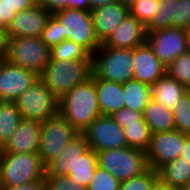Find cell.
Returning <instances> with one entry per match:
<instances>
[{"label":"cell","mask_w":190,"mask_h":190,"mask_svg":"<svg viewBox=\"0 0 190 190\" xmlns=\"http://www.w3.org/2000/svg\"><path fill=\"white\" fill-rule=\"evenodd\" d=\"M154 190H177V189L167 188V187H164V186L158 184Z\"/></svg>","instance_id":"obj_49"},{"label":"cell","mask_w":190,"mask_h":190,"mask_svg":"<svg viewBox=\"0 0 190 190\" xmlns=\"http://www.w3.org/2000/svg\"><path fill=\"white\" fill-rule=\"evenodd\" d=\"M39 76L3 59L0 63V101L15 102Z\"/></svg>","instance_id":"obj_13"},{"label":"cell","mask_w":190,"mask_h":190,"mask_svg":"<svg viewBox=\"0 0 190 190\" xmlns=\"http://www.w3.org/2000/svg\"><path fill=\"white\" fill-rule=\"evenodd\" d=\"M0 26L5 27V9L0 3Z\"/></svg>","instance_id":"obj_46"},{"label":"cell","mask_w":190,"mask_h":190,"mask_svg":"<svg viewBox=\"0 0 190 190\" xmlns=\"http://www.w3.org/2000/svg\"><path fill=\"white\" fill-rule=\"evenodd\" d=\"M158 184V172L148 168L141 175L122 181L119 190H154Z\"/></svg>","instance_id":"obj_29"},{"label":"cell","mask_w":190,"mask_h":190,"mask_svg":"<svg viewBox=\"0 0 190 190\" xmlns=\"http://www.w3.org/2000/svg\"><path fill=\"white\" fill-rule=\"evenodd\" d=\"M62 24V36L84 47L91 55L101 45L98 41L90 11L73 8L53 14Z\"/></svg>","instance_id":"obj_7"},{"label":"cell","mask_w":190,"mask_h":190,"mask_svg":"<svg viewBox=\"0 0 190 190\" xmlns=\"http://www.w3.org/2000/svg\"><path fill=\"white\" fill-rule=\"evenodd\" d=\"M92 74V60H50L39 79L60 99L76 85L85 83Z\"/></svg>","instance_id":"obj_2"},{"label":"cell","mask_w":190,"mask_h":190,"mask_svg":"<svg viewBox=\"0 0 190 190\" xmlns=\"http://www.w3.org/2000/svg\"><path fill=\"white\" fill-rule=\"evenodd\" d=\"M79 132L59 113L41 122L38 154L45 166L56 159Z\"/></svg>","instance_id":"obj_8"},{"label":"cell","mask_w":190,"mask_h":190,"mask_svg":"<svg viewBox=\"0 0 190 190\" xmlns=\"http://www.w3.org/2000/svg\"><path fill=\"white\" fill-rule=\"evenodd\" d=\"M41 136V122L23 119L17 125L10 139L0 149L1 153H38Z\"/></svg>","instance_id":"obj_15"},{"label":"cell","mask_w":190,"mask_h":190,"mask_svg":"<svg viewBox=\"0 0 190 190\" xmlns=\"http://www.w3.org/2000/svg\"><path fill=\"white\" fill-rule=\"evenodd\" d=\"M187 92L190 94V86L187 88Z\"/></svg>","instance_id":"obj_54"},{"label":"cell","mask_w":190,"mask_h":190,"mask_svg":"<svg viewBox=\"0 0 190 190\" xmlns=\"http://www.w3.org/2000/svg\"><path fill=\"white\" fill-rule=\"evenodd\" d=\"M158 9V0H137L129 6V14L145 27L152 21Z\"/></svg>","instance_id":"obj_33"},{"label":"cell","mask_w":190,"mask_h":190,"mask_svg":"<svg viewBox=\"0 0 190 190\" xmlns=\"http://www.w3.org/2000/svg\"><path fill=\"white\" fill-rule=\"evenodd\" d=\"M157 172L159 184L164 187L181 190L190 183V163L181 157L163 165Z\"/></svg>","instance_id":"obj_22"},{"label":"cell","mask_w":190,"mask_h":190,"mask_svg":"<svg viewBox=\"0 0 190 190\" xmlns=\"http://www.w3.org/2000/svg\"><path fill=\"white\" fill-rule=\"evenodd\" d=\"M157 13L146 26V32L157 31L172 27L174 15V0H158Z\"/></svg>","instance_id":"obj_30"},{"label":"cell","mask_w":190,"mask_h":190,"mask_svg":"<svg viewBox=\"0 0 190 190\" xmlns=\"http://www.w3.org/2000/svg\"><path fill=\"white\" fill-rule=\"evenodd\" d=\"M94 84L102 115H112L124 108L123 84L97 78L95 75Z\"/></svg>","instance_id":"obj_20"},{"label":"cell","mask_w":190,"mask_h":190,"mask_svg":"<svg viewBox=\"0 0 190 190\" xmlns=\"http://www.w3.org/2000/svg\"><path fill=\"white\" fill-rule=\"evenodd\" d=\"M98 166L120 182L141 175L149 167L146 152L131 147L97 152Z\"/></svg>","instance_id":"obj_6"},{"label":"cell","mask_w":190,"mask_h":190,"mask_svg":"<svg viewBox=\"0 0 190 190\" xmlns=\"http://www.w3.org/2000/svg\"><path fill=\"white\" fill-rule=\"evenodd\" d=\"M0 190H3L2 182L0 180Z\"/></svg>","instance_id":"obj_52"},{"label":"cell","mask_w":190,"mask_h":190,"mask_svg":"<svg viewBox=\"0 0 190 190\" xmlns=\"http://www.w3.org/2000/svg\"><path fill=\"white\" fill-rule=\"evenodd\" d=\"M118 1H120L124 5L130 6L132 3H134L137 0H118Z\"/></svg>","instance_id":"obj_48"},{"label":"cell","mask_w":190,"mask_h":190,"mask_svg":"<svg viewBox=\"0 0 190 190\" xmlns=\"http://www.w3.org/2000/svg\"><path fill=\"white\" fill-rule=\"evenodd\" d=\"M58 100L38 78L15 102L23 119L43 122L58 114Z\"/></svg>","instance_id":"obj_9"},{"label":"cell","mask_w":190,"mask_h":190,"mask_svg":"<svg viewBox=\"0 0 190 190\" xmlns=\"http://www.w3.org/2000/svg\"><path fill=\"white\" fill-rule=\"evenodd\" d=\"M187 92V87L172 78L168 73L151 86L152 100L169 110H173L180 98Z\"/></svg>","instance_id":"obj_21"},{"label":"cell","mask_w":190,"mask_h":190,"mask_svg":"<svg viewBox=\"0 0 190 190\" xmlns=\"http://www.w3.org/2000/svg\"><path fill=\"white\" fill-rule=\"evenodd\" d=\"M118 0H90V11L98 9L100 7H104L107 4L114 3Z\"/></svg>","instance_id":"obj_45"},{"label":"cell","mask_w":190,"mask_h":190,"mask_svg":"<svg viewBox=\"0 0 190 190\" xmlns=\"http://www.w3.org/2000/svg\"><path fill=\"white\" fill-rule=\"evenodd\" d=\"M5 9V28L9 26L14 15L34 6L31 0H0Z\"/></svg>","instance_id":"obj_38"},{"label":"cell","mask_w":190,"mask_h":190,"mask_svg":"<svg viewBox=\"0 0 190 190\" xmlns=\"http://www.w3.org/2000/svg\"><path fill=\"white\" fill-rule=\"evenodd\" d=\"M172 27L188 29L190 26V0H174Z\"/></svg>","instance_id":"obj_36"},{"label":"cell","mask_w":190,"mask_h":190,"mask_svg":"<svg viewBox=\"0 0 190 190\" xmlns=\"http://www.w3.org/2000/svg\"><path fill=\"white\" fill-rule=\"evenodd\" d=\"M45 190H87V188L71 180L69 176L46 175Z\"/></svg>","instance_id":"obj_37"},{"label":"cell","mask_w":190,"mask_h":190,"mask_svg":"<svg viewBox=\"0 0 190 190\" xmlns=\"http://www.w3.org/2000/svg\"><path fill=\"white\" fill-rule=\"evenodd\" d=\"M90 12L95 35L103 44L129 14V6L116 1Z\"/></svg>","instance_id":"obj_17"},{"label":"cell","mask_w":190,"mask_h":190,"mask_svg":"<svg viewBox=\"0 0 190 190\" xmlns=\"http://www.w3.org/2000/svg\"><path fill=\"white\" fill-rule=\"evenodd\" d=\"M67 8V0H45V9L50 13L64 10Z\"/></svg>","instance_id":"obj_41"},{"label":"cell","mask_w":190,"mask_h":190,"mask_svg":"<svg viewBox=\"0 0 190 190\" xmlns=\"http://www.w3.org/2000/svg\"><path fill=\"white\" fill-rule=\"evenodd\" d=\"M187 50L190 52V33H186Z\"/></svg>","instance_id":"obj_50"},{"label":"cell","mask_w":190,"mask_h":190,"mask_svg":"<svg viewBox=\"0 0 190 190\" xmlns=\"http://www.w3.org/2000/svg\"><path fill=\"white\" fill-rule=\"evenodd\" d=\"M35 6H42L45 8V0H31Z\"/></svg>","instance_id":"obj_47"},{"label":"cell","mask_w":190,"mask_h":190,"mask_svg":"<svg viewBox=\"0 0 190 190\" xmlns=\"http://www.w3.org/2000/svg\"><path fill=\"white\" fill-rule=\"evenodd\" d=\"M175 130L190 135V94L186 92L173 108Z\"/></svg>","instance_id":"obj_31"},{"label":"cell","mask_w":190,"mask_h":190,"mask_svg":"<svg viewBox=\"0 0 190 190\" xmlns=\"http://www.w3.org/2000/svg\"><path fill=\"white\" fill-rule=\"evenodd\" d=\"M146 27L128 14L117 29L103 43L113 48L134 49L146 42Z\"/></svg>","instance_id":"obj_18"},{"label":"cell","mask_w":190,"mask_h":190,"mask_svg":"<svg viewBox=\"0 0 190 190\" xmlns=\"http://www.w3.org/2000/svg\"><path fill=\"white\" fill-rule=\"evenodd\" d=\"M133 62V79L149 86L167 73V67L159 60L147 42L133 49Z\"/></svg>","instance_id":"obj_16"},{"label":"cell","mask_w":190,"mask_h":190,"mask_svg":"<svg viewBox=\"0 0 190 190\" xmlns=\"http://www.w3.org/2000/svg\"><path fill=\"white\" fill-rule=\"evenodd\" d=\"M185 134L177 130L151 134L147 155L148 167L158 171L163 165L174 161L181 155Z\"/></svg>","instance_id":"obj_11"},{"label":"cell","mask_w":190,"mask_h":190,"mask_svg":"<svg viewBox=\"0 0 190 190\" xmlns=\"http://www.w3.org/2000/svg\"><path fill=\"white\" fill-rule=\"evenodd\" d=\"M67 8L90 11V0H67Z\"/></svg>","instance_id":"obj_42"},{"label":"cell","mask_w":190,"mask_h":190,"mask_svg":"<svg viewBox=\"0 0 190 190\" xmlns=\"http://www.w3.org/2000/svg\"><path fill=\"white\" fill-rule=\"evenodd\" d=\"M186 33H190V26H189V28L186 30Z\"/></svg>","instance_id":"obj_53"},{"label":"cell","mask_w":190,"mask_h":190,"mask_svg":"<svg viewBox=\"0 0 190 190\" xmlns=\"http://www.w3.org/2000/svg\"><path fill=\"white\" fill-rule=\"evenodd\" d=\"M123 94L124 107L142 113L152 99L151 86L135 79H131L123 84Z\"/></svg>","instance_id":"obj_25"},{"label":"cell","mask_w":190,"mask_h":190,"mask_svg":"<svg viewBox=\"0 0 190 190\" xmlns=\"http://www.w3.org/2000/svg\"><path fill=\"white\" fill-rule=\"evenodd\" d=\"M180 157L190 163V135H185L184 147Z\"/></svg>","instance_id":"obj_44"},{"label":"cell","mask_w":190,"mask_h":190,"mask_svg":"<svg viewBox=\"0 0 190 190\" xmlns=\"http://www.w3.org/2000/svg\"><path fill=\"white\" fill-rule=\"evenodd\" d=\"M41 38L50 49L65 40L62 36V24L53 14L49 17Z\"/></svg>","instance_id":"obj_35"},{"label":"cell","mask_w":190,"mask_h":190,"mask_svg":"<svg viewBox=\"0 0 190 190\" xmlns=\"http://www.w3.org/2000/svg\"><path fill=\"white\" fill-rule=\"evenodd\" d=\"M46 166L38 153H1L0 180L3 188L44 179Z\"/></svg>","instance_id":"obj_3"},{"label":"cell","mask_w":190,"mask_h":190,"mask_svg":"<svg viewBox=\"0 0 190 190\" xmlns=\"http://www.w3.org/2000/svg\"><path fill=\"white\" fill-rule=\"evenodd\" d=\"M146 42L159 60L168 67L187 50L186 29L170 27L147 32Z\"/></svg>","instance_id":"obj_12"},{"label":"cell","mask_w":190,"mask_h":190,"mask_svg":"<svg viewBox=\"0 0 190 190\" xmlns=\"http://www.w3.org/2000/svg\"><path fill=\"white\" fill-rule=\"evenodd\" d=\"M82 133L88 142L89 148L96 153L128 147L123 128L110 115L98 116Z\"/></svg>","instance_id":"obj_10"},{"label":"cell","mask_w":190,"mask_h":190,"mask_svg":"<svg viewBox=\"0 0 190 190\" xmlns=\"http://www.w3.org/2000/svg\"><path fill=\"white\" fill-rule=\"evenodd\" d=\"M110 116L121 128H124L127 124L139 123L141 120H143L142 112H138L126 107L114 112Z\"/></svg>","instance_id":"obj_39"},{"label":"cell","mask_w":190,"mask_h":190,"mask_svg":"<svg viewBox=\"0 0 190 190\" xmlns=\"http://www.w3.org/2000/svg\"><path fill=\"white\" fill-rule=\"evenodd\" d=\"M51 14L42 6H33L14 15L6 28L8 37H41Z\"/></svg>","instance_id":"obj_14"},{"label":"cell","mask_w":190,"mask_h":190,"mask_svg":"<svg viewBox=\"0 0 190 190\" xmlns=\"http://www.w3.org/2000/svg\"><path fill=\"white\" fill-rule=\"evenodd\" d=\"M58 103V113L79 133L84 132L101 114L94 84V74L82 84L64 94Z\"/></svg>","instance_id":"obj_1"},{"label":"cell","mask_w":190,"mask_h":190,"mask_svg":"<svg viewBox=\"0 0 190 190\" xmlns=\"http://www.w3.org/2000/svg\"><path fill=\"white\" fill-rule=\"evenodd\" d=\"M3 190H45V178L41 180L29 182L20 186L3 188Z\"/></svg>","instance_id":"obj_40"},{"label":"cell","mask_w":190,"mask_h":190,"mask_svg":"<svg viewBox=\"0 0 190 190\" xmlns=\"http://www.w3.org/2000/svg\"><path fill=\"white\" fill-rule=\"evenodd\" d=\"M88 149L89 145L85 136L83 133H79L68 142L59 156L46 166V175L68 176L73 161Z\"/></svg>","instance_id":"obj_19"},{"label":"cell","mask_w":190,"mask_h":190,"mask_svg":"<svg viewBox=\"0 0 190 190\" xmlns=\"http://www.w3.org/2000/svg\"><path fill=\"white\" fill-rule=\"evenodd\" d=\"M92 73L97 78L121 84L133 79V49L101 44L92 54Z\"/></svg>","instance_id":"obj_4"},{"label":"cell","mask_w":190,"mask_h":190,"mask_svg":"<svg viewBox=\"0 0 190 190\" xmlns=\"http://www.w3.org/2000/svg\"><path fill=\"white\" fill-rule=\"evenodd\" d=\"M181 190H190V183H188L185 187H183Z\"/></svg>","instance_id":"obj_51"},{"label":"cell","mask_w":190,"mask_h":190,"mask_svg":"<svg viewBox=\"0 0 190 190\" xmlns=\"http://www.w3.org/2000/svg\"><path fill=\"white\" fill-rule=\"evenodd\" d=\"M8 35L5 27L0 26V58L3 60L6 55Z\"/></svg>","instance_id":"obj_43"},{"label":"cell","mask_w":190,"mask_h":190,"mask_svg":"<svg viewBox=\"0 0 190 190\" xmlns=\"http://www.w3.org/2000/svg\"><path fill=\"white\" fill-rule=\"evenodd\" d=\"M167 73L188 88L190 86V52L186 51L179 55L167 67Z\"/></svg>","instance_id":"obj_32"},{"label":"cell","mask_w":190,"mask_h":190,"mask_svg":"<svg viewBox=\"0 0 190 190\" xmlns=\"http://www.w3.org/2000/svg\"><path fill=\"white\" fill-rule=\"evenodd\" d=\"M21 120L16 102L0 101V149L10 139Z\"/></svg>","instance_id":"obj_26"},{"label":"cell","mask_w":190,"mask_h":190,"mask_svg":"<svg viewBox=\"0 0 190 190\" xmlns=\"http://www.w3.org/2000/svg\"><path fill=\"white\" fill-rule=\"evenodd\" d=\"M120 181L105 169L97 166L87 190H119Z\"/></svg>","instance_id":"obj_34"},{"label":"cell","mask_w":190,"mask_h":190,"mask_svg":"<svg viewBox=\"0 0 190 190\" xmlns=\"http://www.w3.org/2000/svg\"><path fill=\"white\" fill-rule=\"evenodd\" d=\"M50 50L41 37H8L4 59L39 76L50 61Z\"/></svg>","instance_id":"obj_5"},{"label":"cell","mask_w":190,"mask_h":190,"mask_svg":"<svg viewBox=\"0 0 190 190\" xmlns=\"http://www.w3.org/2000/svg\"><path fill=\"white\" fill-rule=\"evenodd\" d=\"M98 166L97 153L89 148L82 155L78 156L69 168V177L78 184L89 186L90 181L95 175V170Z\"/></svg>","instance_id":"obj_24"},{"label":"cell","mask_w":190,"mask_h":190,"mask_svg":"<svg viewBox=\"0 0 190 190\" xmlns=\"http://www.w3.org/2000/svg\"><path fill=\"white\" fill-rule=\"evenodd\" d=\"M128 146L147 152L151 142V131L145 120L139 123L127 124L124 128Z\"/></svg>","instance_id":"obj_27"},{"label":"cell","mask_w":190,"mask_h":190,"mask_svg":"<svg viewBox=\"0 0 190 190\" xmlns=\"http://www.w3.org/2000/svg\"><path fill=\"white\" fill-rule=\"evenodd\" d=\"M143 119L149 126L151 134L175 130L172 110L166 109L152 99L144 108Z\"/></svg>","instance_id":"obj_23"},{"label":"cell","mask_w":190,"mask_h":190,"mask_svg":"<svg viewBox=\"0 0 190 190\" xmlns=\"http://www.w3.org/2000/svg\"><path fill=\"white\" fill-rule=\"evenodd\" d=\"M50 60H92V55L82 46L65 39L50 50Z\"/></svg>","instance_id":"obj_28"}]
</instances>
